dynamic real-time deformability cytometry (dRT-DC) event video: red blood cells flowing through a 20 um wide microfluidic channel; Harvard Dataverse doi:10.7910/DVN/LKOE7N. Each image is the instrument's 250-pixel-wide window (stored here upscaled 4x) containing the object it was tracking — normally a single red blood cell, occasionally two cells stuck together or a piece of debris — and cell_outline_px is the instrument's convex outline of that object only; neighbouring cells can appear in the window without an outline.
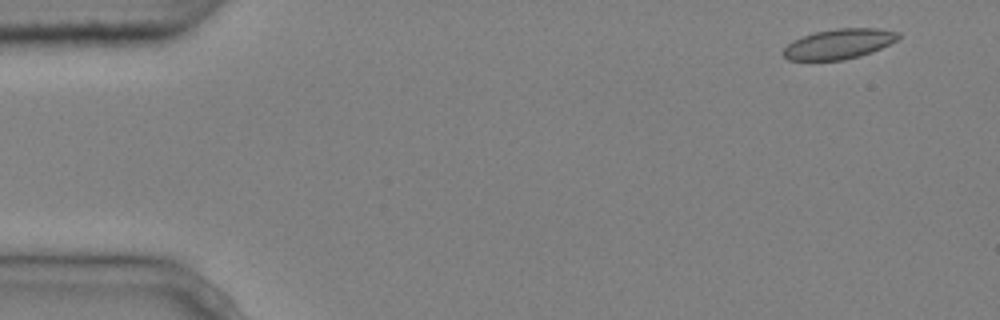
{"species": "common noctule bat (a hibernating species)", "species_latin": "Nyctalus noctula", "temperature_condition": "cold", "stored_images_in_passage": 5, "camera_frame_rate_fps": 3000, "um_per_image_px": 0.085, "animal": {"sex": "male", "body_mass_g": 20.4}, "frame": {"image": 1, "passage_image": 1, "time_ms": 0.0, "image_size_px": [1000, 320], "cell_outline_px": [[900, 36], [896, 40], [872, 52], [860, 56], [844, 60], [788, 60], [780, 52], [792, 40], [800, 36], [812, 32], [836, 28], [880, 28], [900, 32]], "centroid_in_image_um": [71.27, 3.72], "position_along_channel_um": 13.7, "area_um2": 20.4}}
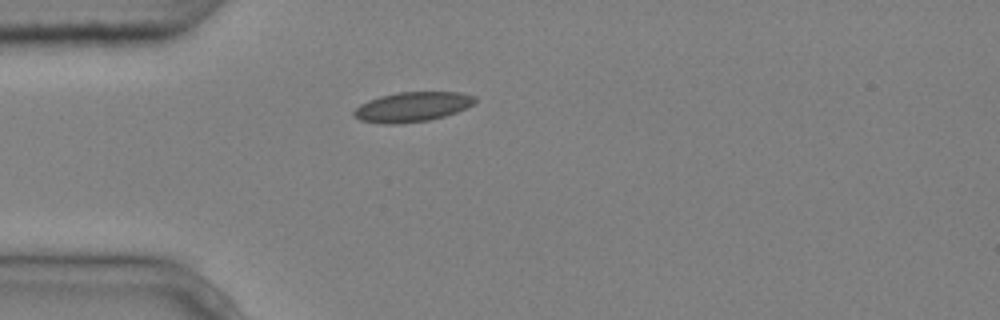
{"frame": {"image": 2, "passage_image": 4, "time_ms": 1.0, "image_size_px": [1000, 320], "cell_outline_px": [[476, 100], [472, 104], [456, 112], [444, 116], [428, 120], [396, 124], [384, 124], [360, 120], [352, 116], [352, 112], [360, 104], [368, 100], [380, 96], [396, 92], [460, 92], [476, 96]], "centroid_in_image_um": [35.0, 9.08], "position_along_channel_um": 50.0, "area_um2": 20.98}}